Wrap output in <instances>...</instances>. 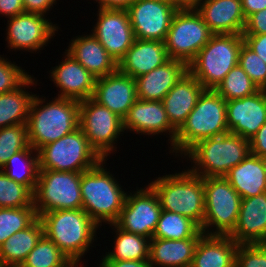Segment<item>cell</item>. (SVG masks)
<instances>
[{
	"label": "cell",
	"mask_w": 266,
	"mask_h": 267,
	"mask_svg": "<svg viewBox=\"0 0 266 267\" xmlns=\"http://www.w3.org/2000/svg\"><path fill=\"white\" fill-rule=\"evenodd\" d=\"M244 43L266 63V34H242Z\"/></svg>",
	"instance_id": "44"
},
{
	"label": "cell",
	"mask_w": 266,
	"mask_h": 267,
	"mask_svg": "<svg viewBox=\"0 0 266 267\" xmlns=\"http://www.w3.org/2000/svg\"><path fill=\"white\" fill-rule=\"evenodd\" d=\"M177 10L166 0H135L127 9L134 37L164 42Z\"/></svg>",
	"instance_id": "14"
},
{
	"label": "cell",
	"mask_w": 266,
	"mask_h": 267,
	"mask_svg": "<svg viewBox=\"0 0 266 267\" xmlns=\"http://www.w3.org/2000/svg\"><path fill=\"white\" fill-rule=\"evenodd\" d=\"M203 187L205 216L201 230L205 235H229L238 221L241 196L221 176L203 178Z\"/></svg>",
	"instance_id": "8"
},
{
	"label": "cell",
	"mask_w": 266,
	"mask_h": 267,
	"mask_svg": "<svg viewBox=\"0 0 266 267\" xmlns=\"http://www.w3.org/2000/svg\"><path fill=\"white\" fill-rule=\"evenodd\" d=\"M92 34L119 63L132 46L135 37L127 10L98 9Z\"/></svg>",
	"instance_id": "16"
},
{
	"label": "cell",
	"mask_w": 266,
	"mask_h": 267,
	"mask_svg": "<svg viewBox=\"0 0 266 267\" xmlns=\"http://www.w3.org/2000/svg\"><path fill=\"white\" fill-rule=\"evenodd\" d=\"M69 43L65 51L95 78L107 76L118 70V63L92 33L73 37Z\"/></svg>",
	"instance_id": "25"
},
{
	"label": "cell",
	"mask_w": 266,
	"mask_h": 267,
	"mask_svg": "<svg viewBox=\"0 0 266 267\" xmlns=\"http://www.w3.org/2000/svg\"><path fill=\"white\" fill-rule=\"evenodd\" d=\"M82 262L83 261H71L65 267H78V266L82 267V266H84L83 264L81 265Z\"/></svg>",
	"instance_id": "52"
},
{
	"label": "cell",
	"mask_w": 266,
	"mask_h": 267,
	"mask_svg": "<svg viewBox=\"0 0 266 267\" xmlns=\"http://www.w3.org/2000/svg\"><path fill=\"white\" fill-rule=\"evenodd\" d=\"M250 151L252 154L261 158L266 157V122L257 131V133L249 140Z\"/></svg>",
	"instance_id": "45"
},
{
	"label": "cell",
	"mask_w": 266,
	"mask_h": 267,
	"mask_svg": "<svg viewBox=\"0 0 266 267\" xmlns=\"http://www.w3.org/2000/svg\"><path fill=\"white\" fill-rule=\"evenodd\" d=\"M92 99L124 119L137 100L135 79L119 70L96 78Z\"/></svg>",
	"instance_id": "18"
},
{
	"label": "cell",
	"mask_w": 266,
	"mask_h": 267,
	"mask_svg": "<svg viewBox=\"0 0 266 267\" xmlns=\"http://www.w3.org/2000/svg\"><path fill=\"white\" fill-rule=\"evenodd\" d=\"M38 154L39 170L82 173L102 160L90 146L80 127L55 142L43 146Z\"/></svg>",
	"instance_id": "9"
},
{
	"label": "cell",
	"mask_w": 266,
	"mask_h": 267,
	"mask_svg": "<svg viewBox=\"0 0 266 267\" xmlns=\"http://www.w3.org/2000/svg\"><path fill=\"white\" fill-rule=\"evenodd\" d=\"M23 12L25 11L22 0H0V15L11 18Z\"/></svg>",
	"instance_id": "47"
},
{
	"label": "cell",
	"mask_w": 266,
	"mask_h": 267,
	"mask_svg": "<svg viewBox=\"0 0 266 267\" xmlns=\"http://www.w3.org/2000/svg\"><path fill=\"white\" fill-rule=\"evenodd\" d=\"M202 0H172L178 9H195Z\"/></svg>",
	"instance_id": "51"
},
{
	"label": "cell",
	"mask_w": 266,
	"mask_h": 267,
	"mask_svg": "<svg viewBox=\"0 0 266 267\" xmlns=\"http://www.w3.org/2000/svg\"><path fill=\"white\" fill-rule=\"evenodd\" d=\"M187 71L185 62L169 59L151 72L135 78L137 99L162 101Z\"/></svg>",
	"instance_id": "23"
},
{
	"label": "cell",
	"mask_w": 266,
	"mask_h": 267,
	"mask_svg": "<svg viewBox=\"0 0 266 267\" xmlns=\"http://www.w3.org/2000/svg\"><path fill=\"white\" fill-rule=\"evenodd\" d=\"M47 15L23 12L7 19V47L12 50L37 52L56 34L59 26L46 18Z\"/></svg>",
	"instance_id": "15"
},
{
	"label": "cell",
	"mask_w": 266,
	"mask_h": 267,
	"mask_svg": "<svg viewBox=\"0 0 266 267\" xmlns=\"http://www.w3.org/2000/svg\"><path fill=\"white\" fill-rule=\"evenodd\" d=\"M81 172L39 170L34 195L38 217L54 210L82 209Z\"/></svg>",
	"instance_id": "10"
},
{
	"label": "cell",
	"mask_w": 266,
	"mask_h": 267,
	"mask_svg": "<svg viewBox=\"0 0 266 267\" xmlns=\"http://www.w3.org/2000/svg\"><path fill=\"white\" fill-rule=\"evenodd\" d=\"M37 218L34 203L22 208H0V245L14 233L29 227Z\"/></svg>",
	"instance_id": "37"
},
{
	"label": "cell",
	"mask_w": 266,
	"mask_h": 267,
	"mask_svg": "<svg viewBox=\"0 0 266 267\" xmlns=\"http://www.w3.org/2000/svg\"><path fill=\"white\" fill-rule=\"evenodd\" d=\"M245 18L266 8V0H241Z\"/></svg>",
	"instance_id": "50"
},
{
	"label": "cell",
	"mask_w": 266,
	"mask_h": 267,
	"mask_svg": "<svg viewBox=\"0 0 266 267\" xmlns=\"http://www.w3.org/2000/svg\"><path fill=\"white\" fill-rule=\"evenodd\" d=\"M98 9L127 10L135 0H95Z\"/></svg>",
	"instance_id": "49"
},
{
	"label": "cell",
	"mask_w": 266,
	"mask_h": 267,
	"mask_svg": "<svg viewBox=\"0 0 266 267\" xmlns=\"http://www.w3.org/2000/svg\"><path fill=\"white\" fill-rule=\"evenodd\" d=\"M30 76L15 62L12 63L7 57L5 59L0 55V94L15 90Z\"/></svg>",
	"instance_id": "41"
},
{
	"label": "cell",
	"mask_w": 266,
	"mask_h": 267,
	"mask_svg": "<svg viewBox=\"0 0 266 267\" xmlns=\"http://www.w3.org/2000/svg\"><path fill=\"white\" fill-rule=\"evenodd\" d=\"M236 243L229 235H205L198 240L191 267H235Z\"/></svg>",
	"instance_id": "27"
},
{
	"label": "cell",
	"mask_w": 266,
	"mask_h": 267,
	"mask_svg": "<svg viewBox=\"0 0 266 267\" xmlns=\"http://www.w3.org/2000/svg\"><path fill=\"white\" fill-rule=\"evenodd\" d=\"M33 203V192L27 186L8 178L0 169V208H22Z\"/></svg>",
	"instance_id": "38"
},
{
	"label": "cell",
	"mask_w": 266,
	"mask_h": 267,
	"mask_svg": "<svg viewBox=\"0 0 266 267\" xmlns=\"http://www.w3.org/2000/svg\"><path fill=\"white\" fill-rule=\"evenodd\" d=\"M203 234L201 230L195 237L182 240L152 238L149 249L151 267H191L196 244Z\"/></svg>",
	"instance_id": "28"
},
{
	"label": "cell",
	"mask_w": 266,
	"mask_h": 267,
	"mask_svg": "<svg viewBox=\"0 0 266 267\" xmlns=\"http://www.w3.org/2000/svg\"><path fill=\"white\" fill-rule=\"evenodd\" d=\"M212 36L213 33L196 9H178L164 41L169 59L180 60L188 65Z\"/></svg>",
	"instance_id": "11"
},
{
	"label": "cell",
	"mask_w": 266,
	"mask_h": 267,
	"mask_svg": "<svg viewBox=\"0 0 266 267\" xmlns=\"http://www.w3.org/2000/svg\"><path fill=\"white\" fill-rule=\"evenodd\" d=\"M148 185L157 194L162 210L183 215L202 228L205 216L203 177L187 169L156 177Z\"/></svg>",
	"instance_id": "6"
},
{
	"label": "cell",
	"mask_w": 266,
	"mask_h": 267,
	"mask_svg": "<svg viewBox=\"0 0 266 267\" xmlns=\"http://www.w3.org/2000/svg\"><path fill=\"white\" fill-rule=\"evenodd\" d=\"M30 146L26 124L0 128V169L13 154Z\"/></svg>",
	"instance_id": "39"
},
{
	"label": "cell",
	"mask_w": 266,
	"mask_h": 267,
	"mask_svg": "<svg viewBox=\"0 0 266 267\" xmlns=\"http://www.w3.org/2000/svg\"><path fill=\"white\" fill-rule=\"evenodd\" d=\"M242 199L266 192L263 158L249 153L224 176Z\"/></svg>",
	"instance_id": "29"
},
{
	"label": "cell",
	"mask_w": 266,
	"mask_h": 267,
	"mask_svg": "<svg viewBox=\"0 0 266 267\" xmlns=\"http://www.w3.org/2000/svg\"><path fill=\"white\" fill-rule=\"evenodd\" d=\"M229 236L238 244L266 245V192L241 200L238 221Z\"/></svg>",
	"instance_id": "21"
},
{
	"label": "cell",
	"mask_w": 266,
	"mask_h": 267,
	"mask_svg": "<svg viewBox=\"0 0 266 267\" xmlns=\"http://www.w3.org/2000/svg\"><path fill=\"white\" fill-rule=\"evenodd\" d=\"M236 267H266L265 244H239L236 251Z\"/></svg>",
	"instance_id": "42"
},
{
	"label": "cell",
	"mask_w": 266,
	"mask_h": 267,
	"mask_svg": "<svg viewBox=\"0 0 266 267\" xmlns=\"http://www.w3.org/2000/svg\"><path fill=\"white\" fill-rule=\"evenodd\" d=\"M43 235L39 217L27 228L11 235L0 245V265L20 266Z\"/></svg>",
	"instance_id": "31"
},
{
	"label": "cell",
	"mask_w": 266,
	"mask_h": 267,
	"mask_svg": "<svg viewBox=\"0 0 266 267\" xmlns=\"http://www.w3.org/2000/svg\"><path fill=\"white\" fill-rule=\"evenodd\" d=\"M251 153L250 141L239 135L226 133L193 145L183 157L190 160L193 174L206 177H224Z\"/></svg>",
	"instance_id": "5"
},
{
	"label": "cell",
	"mask_w": 266,
	"mask_h": 267,
	"mask_svg": "<svg viewBox=\"0 0 266 267\" xmlns=\"http://www.w3.org/2000/svg\"><path fill=\"white\" fill-rule=\"evenodd\" d=\"M0 267H20V266H12V265H0Z\"/></svg>",
	"instance_id": "54"
},
{
	"label": "cell",
	"mask_w": 266,
	"mask_h": 267,
	"mask_svg": "<svg viewBox=\"0 0 266 267\" xmlns=\"http://www.w3.org/2000/svg\"><path fill=\"white\" fill-rule=\"evenodd\" d=\"M161 206L157 194L149 186L129 191L115 224L122 230L152 239L156 230Z\"/></svg>",
	"instance_id": "13"
},
{
	"label": "cell",
	"mask_w": 266,
	"mask_h": 267,
	"mask_svg": "<svg viewBox=\"0 0 266 267\" xmlns=\"http://www.w3.org/2000/svg\"><path fill=\"white\" fill-rule=\"evenodd\" d=\"M70 259L44 234L20 267H65Z\"/></svg>",
	"instance_id": "35"
},
{
	"label": "cell",
	"mask_w": 266,
	"mask_h": 267,
	"mask_svg": "<svg viewBox=\"0 0 266 267\" xmlns=\"http://www.w3.org/2000/svg\"><path fill=\"white\" fill-rule=\"evenodd\" d=\"M238 65L259 89L266 90V63L245 43L240 48Z\"/></svg>",
	"instance_id": "40"
},
{
	"label": "cell",
	"mask_w": 266,
	"mask_h": 267,
	"mask_svg": "<svg viewBox=\"0 0 266 267\" xmlns=\"http://www.w3.org/2000/svg\"><path fill=\"white\" fill-rule=\"evenodd\" d=\"M109 225L116 233L114 247L101 260H149L150 238L126 232L115 223Z\"/></svg>",
	"instance_id": "32"
},
{
	"label": "cell",
	"mask_w": 266,
	"mask_h": 267,
	"mask_svg": "<svg viewBox=\"0 0 266 267\" xmlns=\"http://www.w3.org/2000/svg\"><path fill=\"white\" fill-rule=\"evenodd\" d=\"M242 34H266V8L246 18Z\"/></svg>",
	"instance_id": "43"
},
{
	"label": "cell",
	"mask_w": 266,
	"mask_h": 267,
	"mask_svg": "<svg viewBox=\"0 0 266 267\" xmlns=\"http://www.w3.org/2000/svg\"><path fill=\"white\" fill-rule=\"evenodd\" d=\"M98 267H151L149 260H100Z\"/></svg>",
	"instance_id": "48"
},
{
	"label": "cell",
	"mask_w": 266,
	"mask_h": 267,
	"mask_svg": "<svg viewBox=\"0 0 266 267\" xmlns=\"http://www.w3.org/2000/svg\"><path fill=\"white\" fill-rule=\"evenodd\" d=\"M64 54V60L49 73L53 84L60 88L58 98L79 102L92 98L96 78L66 51Z\"/></svg>",
	"instance_id": "20"
},
{
	"label": "cell",
	"mask_w": 266,
	"mask_h": 267,
	"mask_svg": "<svg viewBox=\"0 0 266 267\" xmlns=\"http://www.w3.org/2000/svg\"><path fill=\"white\" fill-rule=\"evenodd\" d=\"M204 90L202 84L187 71L162 99L167 118L176 131L185 123Z\"/></svg>",
	"instance_id": "24"
},
{
	"label": "cell",
	"mask_w": 266,
	"mask_h": 267,
	"mask_svg": "<svg viewBox=\"0 0 266 267\" xmlns=\"http://www.w3.org/2000/svg\"><path fill=\"white\" fill-rule=\"evenodd\" d=\"M201 228L192 220L175 212L161 210L152 238L182 240L195 237Z\"/></svg>",
	"instance_id": "34"
},
{
	"label": "cell",
	"mask_w": 266,
	"mask_h": 267,
	"mask_svg": "<svg viewBox=\"0 0 266 267\" xmlns=\"http://www.w3.org/2000/svg\"><path fill=\"white\" fill-rule=\"evenodd\" d=\"M1 170L8 178L27 186L34 193L39 174L38 151L30 145L27 149L13 154Z\"/></svg>",
	"instance_id": "33"
},
{
	"label": "cell",
	"mask_w": 266,
	"mask_h": 267,
	"mask_svg": "<svg viewBox=\"0 0 266 267\" xmlns=\"http://www.w3.org/2000/svg\"><path fill=\"white\" fill-rule=\"evenodd\" d=\"M79 127L102 159L117 151L115 143L124 132L123 119L92 98L80 101Z\"/></svg>",
	"instance_id": "12"
},
{
	"label": "cell",
	"mask_w": 266,
	"mask_h": 267,
	"mask_svg": "<svg viewBox=\"0 0 266 267\" xmlns=\"http://www.w3.org/2000/svg\"><path fill=\"white\" fill-rule=\"evenodd\" d=\"M228 130L250 140L266 122V90L226 101Z\"/></svg>",
	"instance_id": "17"
},
{
	"label": "cell",
	"mask_w": 266,
	"mask_h": 267,
	"mask_svg": "<svg viewBox=\"0 0 266 267\" xmlns=\"http://www.w3.org/2000/svg\"><path fill=\"white\" fill-rule=\"evenodd\" d=\"M169 60L163 41L134 40L118 63V70L134 79L151 72Z\"/></svg>",
	"instance_id": "26"
},
{
	"label": "cell",
	"mask_w": 266,
	"mask_h": 267,
	"mask_svg": "<svg viewBox=\"0 0 266 267\" xmlns=\"http://www.w3.org/2000/svg\"><path fill=\"white\" fill-rule=\"evenodd\" d=\"M24 11L30 13H38L46 15L53 5L57 4V0H22Z\"/></svg>",
	"instance_id": "46"
},
{
	"label": "cell",
	"mask_w": 266,
	"mask_h": 267,
	"mask_svg": "<svg viewBox=\"0 0 266 267\" xmlns=\"http://www.w3.org/2000/svg\"><path fill=\"white\" fill-rule=\"evenodd\" d=\"M37 82L38 80L30 76L15 90L0 94V128L27 123L35 94L29 93L26 89H30L29 87L36 85Z\"/></svg>",
	"instance_id": "30"
},
{
	"label": "cell",
	"mask_w": 266,
	"mask_h": 267,
	"mask_svg": "<svg viewBox=\"0 0 266 267\" xmlns=\"http://www.w3.org/2000/svg\"><path fill=\"white\" fill-rule=\"evenodd\" d=\"M242 34H213L208 43L188 64V71L205 89H215L238 65Z\"/></svg>",
	"instance_id": "7"
},
{
	"label": "cell",
	"mask_w": 266,
	"mask_h": 267,
	"mask_svg": "<svg viewBox=\"0 0 266 267\" xmlns=\"http://www.w3.org/2000/svg\"><path fill=\"white\" fill-rule=\"evenodd\" d=\"M263 164H264V169H265V174H266V157L263 158Z\"/></svg>",
	"instance_id": "53"
},
{
	"label": "cell",
	"mask_w": 266,
	"mask_h": 267,
	"mask_svg": "<svg viewBox=\"0 0 266 267\" xmlns=\"http://www.w3.org/2000/svg\"><path fill=\"white\" fill-rule=\"evenodd\" d=\"M229 133L226 101L213 89H205L185 123L177 131L170 153L182 156L199 141ZM179 153V155H178ZM178 155V156H177Z\"/></svg>",
	"instance_id": "4"
},
{
	"label": "cell",
	"mask_w": 266,
	"mask_h": 267,
	"mask_svg": "<svg viewBox=\"0 0 266 267\" xmlns=\"http://www.w3.org/2000/svg\"><path fill=\"white\" fill-rule=\"evenodd\" d=\"M225 101L241 99L250 96L260 89L245 73V71L236 65L225 76L222 82L214 89Z\"/></svg>",
	"instance_id": "36"
},
{
	"label": "cell",
	"mask_w": 266,
	"mask_h": 267,
	"mask_svg": "<svg viewBox=\"0 0 266 267\" xmlns=\"http://www.w3.org/2000/svg\"><path fill=\"white\" fill-rule=\"evenodd\" d=\"M213 34H242L246 18L241 0H202L195 8Z\"/></svg>",
	"instance_id": "22"
},
{
	"label": "cell",
	"mask_w": 266,
	"mask_h": 267,
	"mask_svg": "<svg viewBox=\"0 0 266 267\" xmlns=\"http://www.w3.org/2000/svg\"><path fill=\"white\" fill-rule=\"evenodd\" d=\"M45 99L35 94L26 123L29 144L37 151L79 127V101L56 96L48 103Z\"/></svg>",
	"instance_id": "1"
},
{
	"label": "cell",
	"mask_w": 266,
	"mask_h": 267,
	"mask_svg": "<svg viewBox=\"0 0 266 267\" xmlns=\"http://www.w3.org/2000/svg\"><path fill=\"white\" fill-rule=\"evenodd\" d=\"M123 129L140 135H165L168 133V142L172 146L177 131L167 118L162 101L137 99L123 119ZM163 133V134H162ZM153 134V135H152Z\"/></svg>",
	"instance_id": "19"
},
{
	"label": "cell",
	"mask_w": 266,
	"mask_h": 267,
	"mask_svg": "<svg viewBox=\"0 0 266 267\" xmlns=\"http://www.w3.org/2000/svg\"><path fill=\"white\" fill-rule=\"evenodd\" d=\"M107 160L81 173L82 209L100 228L102 222L114 224L118 220L127 196L114 174L104 168Z\"/></svg>",
	"instance_id": "3"
},
{
	"label": "cell",
	"mask_w": 266,
	"mask_h": 267,
	"mask_svg": "<svg viewBox=\"0 0 266 267\" xmlns=\"http://www.w3.org/2000/svg\"><path fill=\"white\" fill-rule=\"evenodd\" d=\"M43 234L70 259L80 261L100 228L83 209L54 210L39 216ZM88 250V251H87Z\"/></svg>",
	"instance_id": "2"
}]
</instances>
